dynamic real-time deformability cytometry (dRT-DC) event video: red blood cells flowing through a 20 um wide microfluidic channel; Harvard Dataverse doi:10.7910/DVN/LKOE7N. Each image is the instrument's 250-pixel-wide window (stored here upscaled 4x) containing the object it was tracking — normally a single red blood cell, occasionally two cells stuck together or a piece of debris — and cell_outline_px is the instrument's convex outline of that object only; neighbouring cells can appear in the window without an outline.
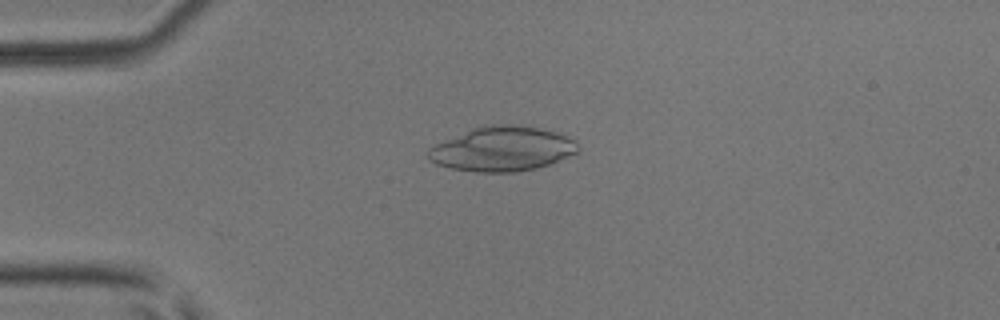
{"species": "common noctule bat (a hibernating species)", "species_latin": "Nyctalus noctula", "temperature_condition": "room temperature", "stored_images_in_passage": 2, "camera_frame_rate_fps": 3000, "um_per_image_px": 0.085, "animal": {"sex": "male", "body_mass_g": 17.9, "forearm_length_mm": 54.2}, "frame": {"image": 1, "passage_image": 1, "time_ms": 0.0, "image_size_px": [1000, 320], "cell_outline_px": [[580, 148], [576, 152], [568, 156], [548, 164], [536, 168], [516, 172], [476, 172], [452, 168], [436, 164], [428, 160], [428, 148], [436, 144], [472, 128], [488, 124], [524, 124], [564, 132], [576, 140]], "centroid_in_image_um": [42.75, 12.63], "position_along_channel_um": 42.2, "area_um2": 39.48}}